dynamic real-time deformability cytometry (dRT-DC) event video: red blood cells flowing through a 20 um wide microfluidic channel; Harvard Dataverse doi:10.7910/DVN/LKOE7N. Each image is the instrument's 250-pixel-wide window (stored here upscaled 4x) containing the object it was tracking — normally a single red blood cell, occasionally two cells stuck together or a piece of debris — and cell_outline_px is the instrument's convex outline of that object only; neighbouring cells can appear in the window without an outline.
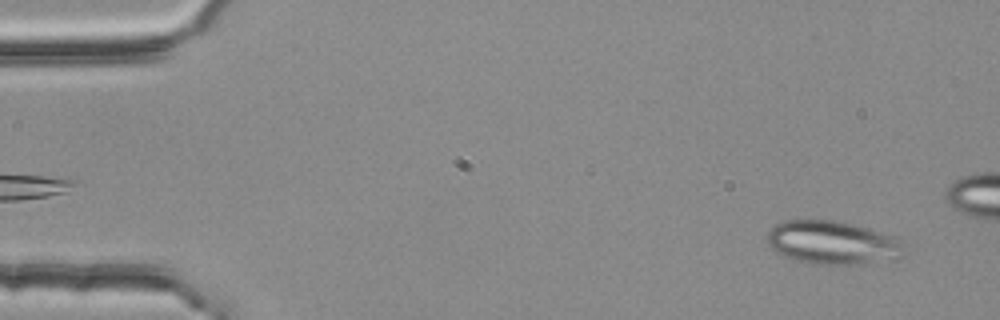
{"species": "common noctule bat (a hibernating species)", "species_latin": "Nyctalus noctula", "temperature_condition": "room temperature", "stored_images_in_passage": 54, "segment_of_instrument_passage": [1, 2], "camera_frame_rate_fps": 3000, "um_per_image_px": 0.085, "animal": {"sex": "female", "body_mass_g": 25.1}, "frame": {"image": 1, "passage_image": 3, "time_ms": 0.667, "image_size_px": [1000, 320], "cell_outline_px": [[904, 244], [900, 256], [852, 264], [816, 264], [792, 260], [776, 252], [768, 244], [768, 232], [776, 224], [784, 220], [832, 220], [856, 224], [872, 228], [892, 236]], "centroid_in_image_um": [70.69, 20.59], "position_along_channel_um": 14.3, "area_um2": 34.16}}